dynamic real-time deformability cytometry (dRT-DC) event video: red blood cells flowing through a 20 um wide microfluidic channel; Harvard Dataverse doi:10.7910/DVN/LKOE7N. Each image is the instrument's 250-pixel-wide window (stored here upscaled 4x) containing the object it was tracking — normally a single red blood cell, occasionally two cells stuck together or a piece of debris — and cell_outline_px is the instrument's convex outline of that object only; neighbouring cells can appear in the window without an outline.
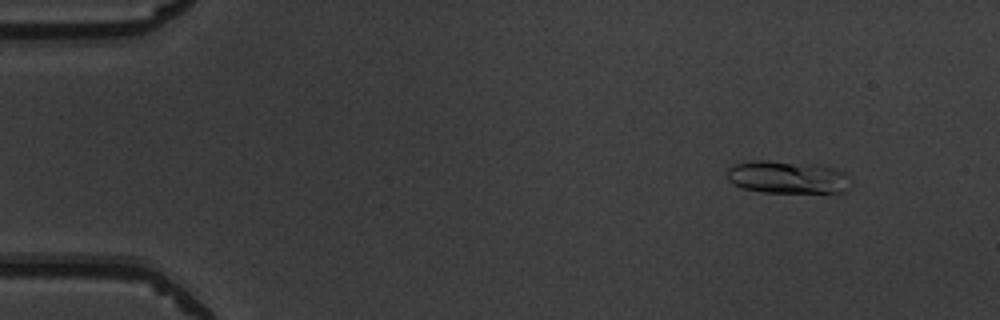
{"species": "common noctule bat (a hibernating species)", "species_latin": "Nyctalus noctula", "temperature_condition": "warm", "stored_images_in_passage": 51, "camera_frame_rate_fps": 3000, "um_per_image_px": 0.085, "animal": {"sex": "male", "body_mass_g": 19.5, "forearm_length_mm": 54.6}, "frame": {"image": 1, "passage_image": 5, "time_ms": 1.333, "image_size_px": [1000, 320], "cell_outline_px": [[848, 188], [844, 192], [760, 192], [744, 188], [732, 184], [728, 180], [728, 168], [732, 164], [752, 160], [768, 160], [820, 164], [836, 168], [844, 172], [848, 176]], "centroid_in_image_um": [66.91, 15.04], "position_along_channel_um": 18.1, "area_um2": 23.76}}
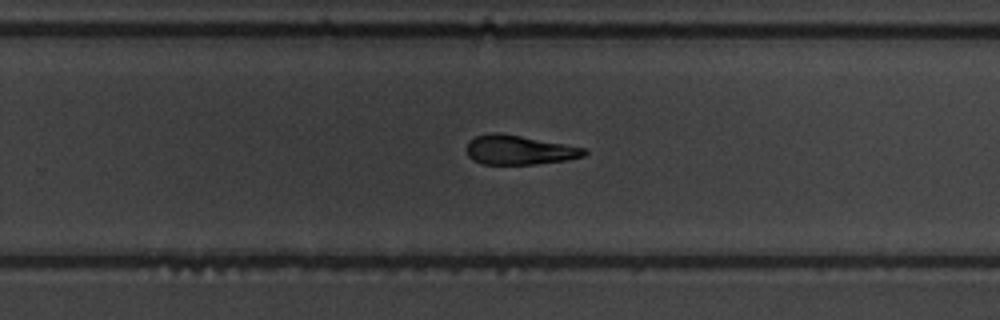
{"frame": {"image": 2, "passage_image": 33, "time_ms": 10.667, "image_size_px": [1000, 320], "cell_outline_px": [[588, 152], [584, 156], [568, 160], [536, 164], [480, 164], [472, 160], [468, 156], [468, 140], [476, 136], [492, 132], [500, 132], [564, 144], [584, 148]], "centroid_in_image_um": [44.11, 12.75], "position_along_channel_um": 285.7, "area_um2": 20.11}}
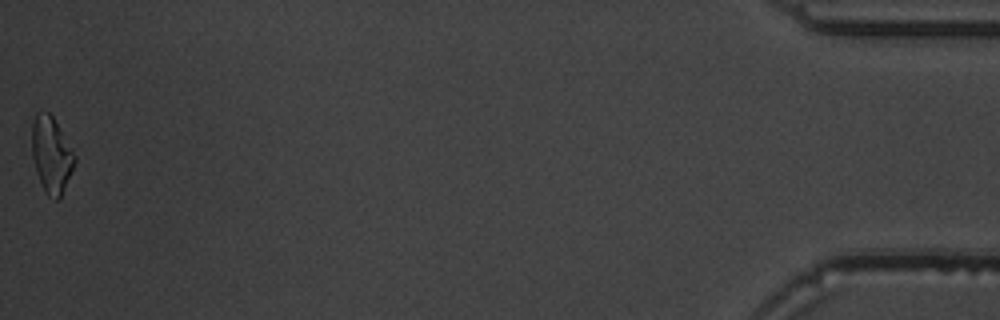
{"frame": {"image": 3, "passage_image": 51, "time_ms": 16.667, "image_size_px": [1000, 320], "cell_outline_px": [[76, 160], [60, 196], [56, 200], [52, 200], [44, 192], [36, 172], [32, 156], [32, 120], [36, 112], [48, 112], [52, 116], [72, 148], [76, 156]], "centroid_in_image_um": [4.34, 13.15], "position_along_channel_um": 430.9, "area_um2": 18.84}, "authors_computed_cell_mechanics": {"area_um2": 20.808, "velocity_mm_per_s": 3.9636, "shape_relaxation_time_tau1_ms": 6.4594, "shape_relaxation_time_tau2_ms": 5.6223, "deformation_change_tau1": 0.2056, "deformation_change_tau2": 0.1705}}